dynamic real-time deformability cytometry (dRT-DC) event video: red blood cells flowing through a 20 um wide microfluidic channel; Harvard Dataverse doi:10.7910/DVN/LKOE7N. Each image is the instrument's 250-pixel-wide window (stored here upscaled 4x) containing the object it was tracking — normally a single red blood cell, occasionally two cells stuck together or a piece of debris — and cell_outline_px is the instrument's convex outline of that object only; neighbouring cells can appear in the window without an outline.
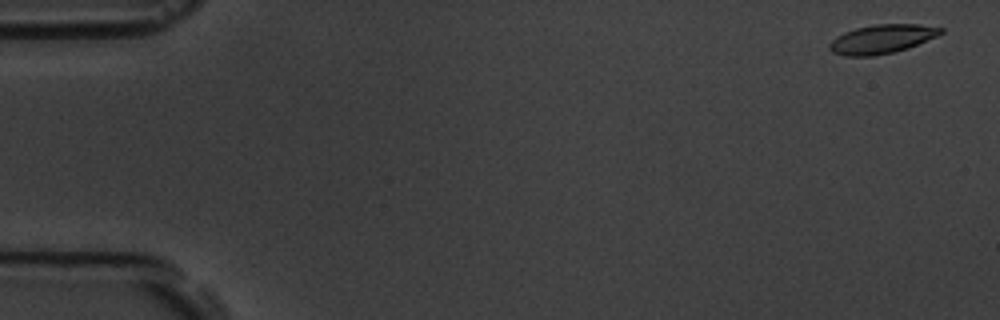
{"species": "common noctule bat (a hibernating species)", "species_latin": "Nyctalus noctula", "temperature_condition": "room temperature", "stored_images_in_passage": 56, "camera_frame_rate_fps": 3000, "um_per_image_px": 0.085, "animal": {"sex": "male", "body_mass_g": 19.5, "forearm_length_mm": 54.6}, "frame": {"image": 1, "passage_image": 2, "time_ms": 0.333, "image_size_px": [1000, 320], "cell_outline_px": [[944, 32], [936, 36], [908, 48], [892, 52], [872, 56], [844, 56], [832, 52], [828, 48], [828, 44], [836, 36], [844, 32], [856, 28], [876, 24], [920, 24], [944, 28]], "centroid_in_image_um": [74.93, 3.31], "position_along_channel_um": 10.1, "area_um2": 18.73}}
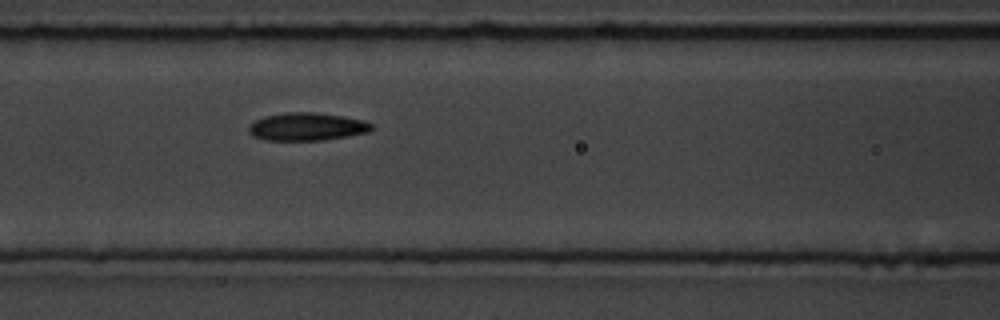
{"frame": {"image": 2, "passage_image": 24, "time_ms": 7.667, "image_size_px": [1000, 320], "cell_outline_px": [[372, 128], [368, 132], [348, 136], [320, 140], [264, 140], [252, 136], [248, 132], [248, 124], [264, 116], [288, 112], [312, 112], [344, 116], [364, 120], [372, 124]], "centroid_in_image_um": [26.05, 10.76], "position_along_channel_um": 140.6, "area_um2": 20.0}}
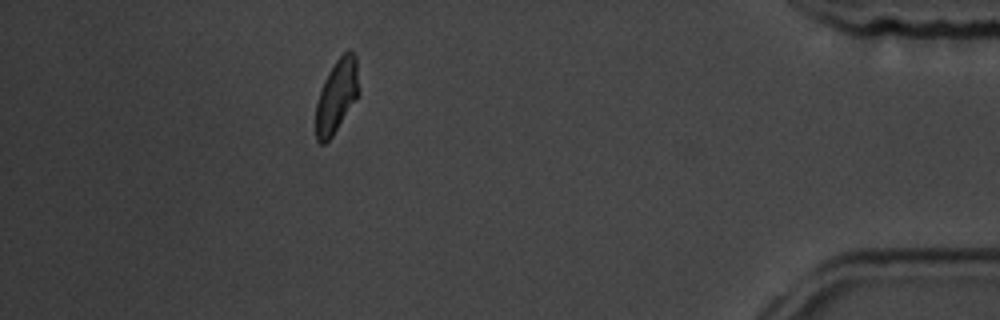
{"frame": {"image": 3, "passage_image": 50, "time_ms": 16.333, "image_size_px": [1000, 320], "cell_outline_px": [[360, 92], [356, 100], [332, 136], [324, 144], [320, 144], [316, 140], [316, 104], [320, 88], [328, 72], [336, 60], [348, 48], [356, 56]], "centroid_in_image_um": [28.62, 8.14], "position_along_channel_um": 406.6, "area_um2": 18.55}, "authors_computed_cell_mechanics": {"area_um2": 19.0162, "velocity_mm_per_s": 3.6518, "shape_relaxation_time_tau1_ms": 3.3606, "shape_relaxation_time_tau2_ms": 2.4916, "deformation_change_tau1": 0.1337, "deformation_change_tau2": 0.0884}}